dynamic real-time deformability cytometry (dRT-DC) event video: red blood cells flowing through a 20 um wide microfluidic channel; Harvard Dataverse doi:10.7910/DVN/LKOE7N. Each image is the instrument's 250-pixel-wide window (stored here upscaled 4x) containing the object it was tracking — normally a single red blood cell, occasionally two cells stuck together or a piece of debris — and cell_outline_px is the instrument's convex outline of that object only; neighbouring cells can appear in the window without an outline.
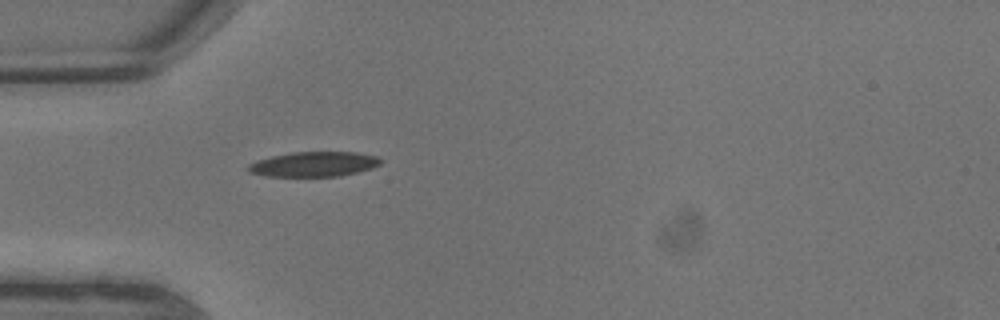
{"species": "common noctule bat (a hibernating species)", "species_latin": "Nyctalus noctula", "temperature_condition": "warm", "stored_images_in_passage": 1, "camera_frame_rate_fps": 3000, "um_per_image_px": 0.085, "animal": {"sex": "male", "body_mass_g": 13.3}, "frame": {"image": 1, "passage_image": 1, "time_ms": 0.0, "image_size_px": [1000, 320], "cell_outline_px": [[384, 160], [380, 164], [372, 168], [340, 176], [264, 176], [248, 172], [248, 164], [256, 160], [272, 156], [292, 152], [356, 152], [380, 156]], "centroid_in_image_um": [26.71, 13.95], "position_along_channel_um": 58.3, "area_um2": 19.36}}